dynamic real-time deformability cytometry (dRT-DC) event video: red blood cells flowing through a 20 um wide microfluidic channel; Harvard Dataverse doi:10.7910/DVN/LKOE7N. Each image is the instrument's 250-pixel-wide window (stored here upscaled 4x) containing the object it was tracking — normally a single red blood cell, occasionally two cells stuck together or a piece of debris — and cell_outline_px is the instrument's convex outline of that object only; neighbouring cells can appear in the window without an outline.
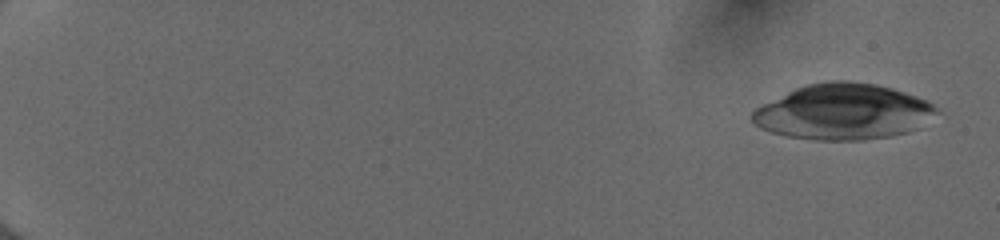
{"species": "human", "species_latin": "Homo sapiens", "temperature_condition": "cold", "stored_images_in_passage": 54, "camera_frame_rate_fps": 3000, "um_per_image_px": 0.085, "donor": {"sex": "female"}, "frame": {"image": 1, "passage_image": 3, "time_ms": 0.667, "image_size_px": [1000, 240], "cell_outline_px": [[940, 112], [920, 128], [908, 132], [892, 136], [864, 140], [816, 140], [788, 136], [772, 132], [760, 128], [752, 124], [748, 116], [756, 108], [796, 88], [808, 84], [828, 80], [848, 80], [876, 84], [892, 88], [928, 100]], "centroid_in_image_um": [71.7, 9.51], "position_along_channel_um": 13.3, "area_um2": 60.17}}
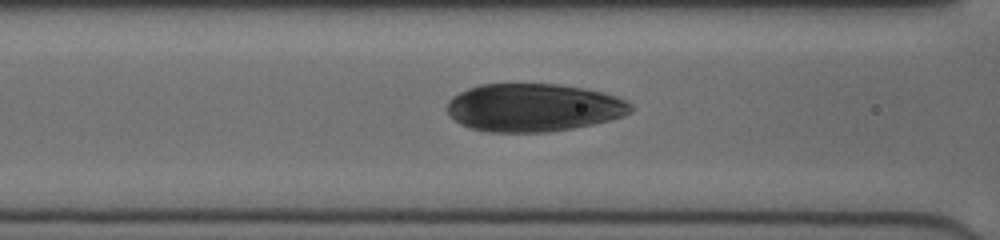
{"frame": {"image": 2, "passage_image": 26, "time_ms": 8.333, "image_size_px": [1000, 240], "cell_outline_px": [[632, 112], [608, 120], [592, 124], [572, 128], [544, 132], [488, 132], [472, 128], [460, 124], [448, 112], [448, 100], [452, 96], [468, 88], [480, 84], [560, 84], [584, 88], [604, 92], [616, 96], [632, 104]], "centroid_in_image_um": [45.34, 9.13], "position_along_channel_um": 121.3, "area_um2": 51.21}}
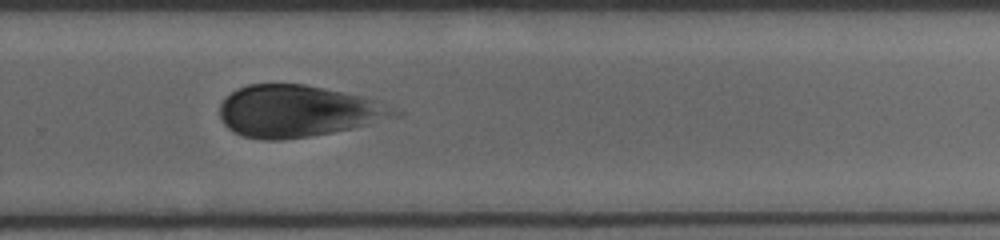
{"frame": {"image": 3, "passage_image": 40, "time_ms": 13.0, "image_size_px": [1000, 240], "cell_outline_px": [[404, 112], [400, 116], [352, 128], [332, 132], [284, 140], [264, 140], [244, 136], [232, 132], [224, 124], [220, 116], [220, 104], [224, 96], [236, 88], [248, 84], [304, 84], [364, 96], [376, 100]], "centroid_in_image_um": [25.3, 9.44], "position_along_channel_um": 304.5, "area_um2": 52.94}}